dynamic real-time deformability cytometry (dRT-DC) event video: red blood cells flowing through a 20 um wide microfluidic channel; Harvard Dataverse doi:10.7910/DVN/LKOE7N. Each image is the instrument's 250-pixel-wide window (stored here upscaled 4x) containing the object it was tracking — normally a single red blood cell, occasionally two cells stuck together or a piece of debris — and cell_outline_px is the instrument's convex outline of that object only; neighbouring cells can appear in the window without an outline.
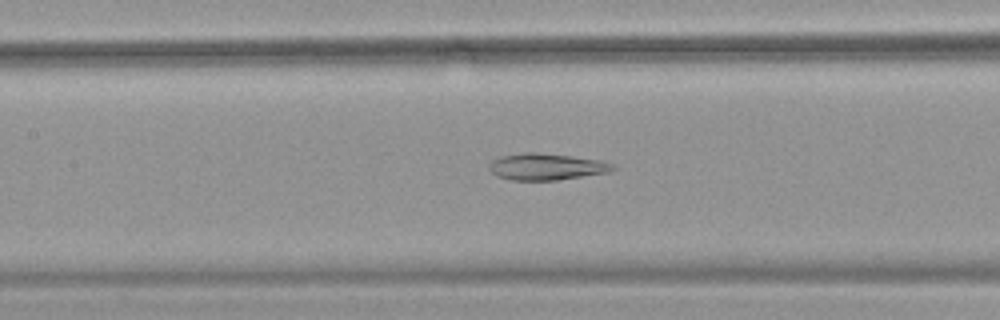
{"species": "common noctule bat (a hibernating species)", "species_latin": "Nyctalus noctula", "temperature_condition": "warm", "stored_images_in_passage": 53, "camera_frame_rate_fps": 3000, "um_per_image_px": 0.085, "animal": {"sex": "female", "body_mass_g": 18.4}, "frame": {"image": 1, "passage_image": 25, "time_ms": 8.0, "image_size_px": [1000, 320], "cell_outline_px": [[616, 168], [612, 172], [556, 180], [512, 180], [496, 176], [488, 168], [488, 164], [492, 160], [500, 156], [524, 152], [536, 152], [572, 156], [600, 160], [612, 164]], "centroid_in_image_um": [46.43, 14.17], "position_along_channel_um": 161.0, "area_um2": 19.31}}
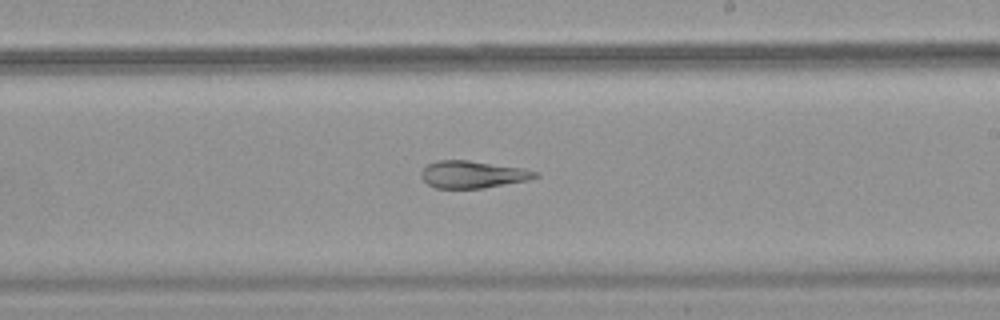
{"frame": {"image": 2, "passage_image": 32, "time_ms": 10.333, "image_size_px": [1000, 320], "cell_outline_px": [[540, 176], [528, 180], [484, 188], [436, 188], [428, 184], [420, 176], [420, 172], [428, 164], [436, 160], [468, 160], [520, 168], [540, 172]], "centroid_in_image_um": [40.17, 14.83], "position_along_channel_um": 248.8, "area_um2": 18.03}}
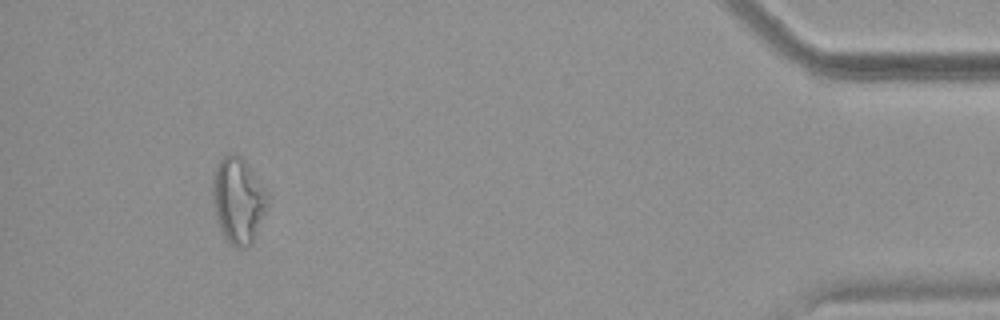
{"frame": {"image": 3, "passage_image": 50, "time_ms": 16.333, "image_size_px": [1000, 320], "cell_outline_px": [[268, 204], [256, 236], [252, 244], [248, 248], [236, 248], [228, 244], [220, 228], [216, 216], [212, 200], [212, 180], [216, 164], [224, 156], [232, 152], [240, 156], [248, 164], [264, 188], [268, 200]], "centroid_in_image_um": [20.23, 17.06], "position_along_channel_um": 415.0, "area_um2": 27.69}, "authors_computed_cell_mechanics": {"area_um2": 24.276, "velocity_mm_per_s": 3.7995, "shape_relaxation_time_tau1_ms": null, "shape_relaxation_time_tau2_ms": 2.207, "deformation_change_tau1": null, "deformation_change_tau2": 0.104}}